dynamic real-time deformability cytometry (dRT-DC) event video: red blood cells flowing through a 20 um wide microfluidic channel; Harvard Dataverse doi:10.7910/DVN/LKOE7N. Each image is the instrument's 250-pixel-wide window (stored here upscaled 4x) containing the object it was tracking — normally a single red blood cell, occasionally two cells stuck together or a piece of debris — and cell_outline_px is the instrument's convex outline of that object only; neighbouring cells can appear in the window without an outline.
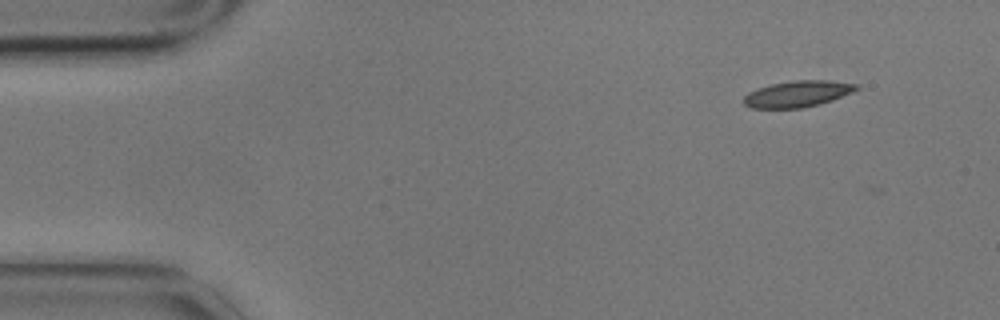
{"species": "common noctule bat (a hibernating species)", "species_latin": "Nyctalus noctula", "temperature_condition": "cold", "stored_images_in_passage": 3, "camera_frame_rate_fps": 3000, "um_per_image_px": 0.085, "animal": {"sex": "male", "body_mass_g": 17.9}, "frame": {"image": 1, "passage_image": 1, "time_ms": 0.0, "image_size_px": [1000, 320], "cell_outline_px": [[860, 88], [852, 92], [832, 100], [820, 104], [804, 108], [752, 108], [744, 104], [744, 96], [748, 92], [756, 88], [772, 84], [796, 80], [828, 80], [860, 84]], "centroid_in_image_um": [67.81, 7.98], "position_along_channel_um": 17.2, "area_um2": 17.34}}